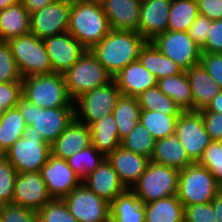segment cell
Segmentation results:
<instances>
[{"instance_id": "11", "label": "cell", "mask_w": 222, "mask_h": 222, "mask_svg": "<svg viewBox=\"0 0 222 222\" xmlns=\"http://www.w3.org/2000/svg\"><path fill=\"white\" fill-rule=\"evenodd\" d=\"M151 42L184 71L200 64V46L192 40L188 32L167 30L155 36Z\"/></svg>"}, {"instance_id": "22", "label": "cell", "mask_w": 222, "mask_h": 222, "mask_svg": "<svg viewBox=\"0 0 222 222\" xmlns=\"http://www.w3.org/2000/svg\"><path fill=\"white\" fill-rule=\"evenodd\" d=\"M82 183L109 203L126 190L107 158Z\"/></svg>"}, {"instance_id": "23", "label": "cell", "mask_w": 222, "mask_h": 222, "mask_svg": "<svg viewBox=\"0 0 222 222\" xmlns=\"http://www.w3.org/2000/svg\"><path fill=\"white\" fill-rule=\"evenodd\" d=\"M91 145L90 128L75 118L64 132L51 144L52 155L64 160Z\"/></svg>"}, {"instance_id": "27", "label": "cell", "mask_w": 222, "mask_h": 222, "mask_svg": "<svg viewBox=\"0 0 222 222\" xmlns=\"http://www.w3.org/2000/svg\"><path fill=\"white\" fill-rule=\"evenodd\" d=\"M138 60L157 79L178 75L184 70L160 52L151 41L141 47Z\"/></svg>"}, {"instance_id": "18", "label": "cell", "mask_w": 222, "mask_h": 222, "mask_svg": "<svg viewBox=\"0 0 222 222\" xmlns=\"http://www.w3.org/2000/svg\"><path fill=\"white\" fill-rule=\"evenodd\" d=\"M100 2L110 29L139 33L141 0H101Z\"/></svg>"}, {"instance_id": "50", "label": "cell", "mask_w": 222, "mask_h": 222, "mask_svg": "<svg viewBox=\"0 0 222 222\" xmlns=\"http://www.w3.org/2000/svg\"><path fill=\"white\" fill-rule=\"evenodd\" d=\"M199 15L211 20L222 19V0H196Z\"/></svg>"}, {"instance_id": "3", "label": "cell", "mask_w": 222, "mask_h": 222, "mask_svg": "<svg viewBox=\"0 0 222 222\" xmlns=\"http://www.w3.org/2000/svg\"><path fill=\"white\" fill-rule=\"evenodd\" d=\"M22 96L43 109L74 107L64 74L50 73L22 78Z\"/></svg>"}, {"instance_id": "40", "label": "cell", "mask_w": 222, "mask_h": 222, "mask_svg": "<svg viewBox=\"0 0 222 222\" xmlns=\"http://www.w3.org/2000/svg\"><path fill=\"white\" fill-rule=\"evenodd\" d=\"M197 163L206 167L222 186V141H211Z\"/></svg>"}, {"instance_id": "16", "label": "cell", "mask_w": 222, "mask_h": 222, "mask_svg": "<svg viewBox=\"0 0 222 222\" xmlns=\"http://www.w3.org/2000/svg\"><path fill=\"white\" fill-rule=\"evenodd\" d=\"M40 173L52 199H62L82 184L68 161L52 154Z\"/></svg>"}, {"instance_id": "15", "label": "cell", "mask_w": 222, "mask_h": 222, "mask_svg": "<svg viewBox=\"0 0 222 222\" xmlns=\"http://www.w3.org/2000/svg\"><path fill=\"white\" fill-rule=\"evenodd\" d=\"M52 73H66L87 51L68 31L43 39Z\"/></svg>"}, {"instance_id": "25", "label": "cell", "mask_w": 222, "mask_h": 222, "mask_svg": "<svg viewBox=\"0 0 222 222\" xmlns=\"http://www.w3.org/2000/svg\"><path fill=\"white\" fill-rule=\"evenodd\" d=\"M150 161L178 170L194 163L175 134L156 140Z\"/></svg>"}, {"instance_id": "32", "label": "cell", "mask_w": 222, "mask_h": 222, "mask_svg": "<svg viewBox=\"0 0 222 222\" xmlns=\"http://www.w3.org/2000/svg\"><path fill=\"white\" fill-rule=\"evenodd\" d=\"M141 108L137 97L120 95L112 112L119 131L120 141L140 122Z\"/></svg>"}, {"instance_id": "49", "label": "cell", "mask_w": 222, "mask_h": 222, "mask_svg": "<svg viewBox=\"0 0 222 222\" xmlns=\"http://www.w3.org/2000/svg\"><path fill=\"white\" fill-rule=\"evenodd\" d=\"M201 115L211 141H222V113L201 112Z\"/></svg>"}, {"instance_id": "26", "label": "cell", "mask_w": 222, "mask_h": 222, "mask_svg": "<svg viewBox=\"0 0 222 222\" xmlns=\"http://www.w3.org/2000/svg\"><path fill=\"white\" fill-rule=\"evenodd\" d=\"M29 33L30 13L20 1L0 10V41H9Z\"/></svg>"}, {"instance_id": "36", "label": "cell", "mask_w": 222, "mask_h": 222, "mask_svg": "<svg viewBox=\"0 0 222 222\" xmlns=\"http://www.w3.org/2000/svg\"><path fill=\"white\" fill-rule=\"evenodd\" d=\"M137 100L141 110L157 111L165 115H181L183 112L157 85L141 93Z\"/></svg>"}, {"instance_id": "13", "label": "cell", "mask_w": 222, "mask_h": 222, "mask_svg": "<svg viewBox=\"0 0 222 222\" xmlns=\"http://www.w3.org/2000/svg\"><path fill=\"white\" fill-rule=\"evenodd\" d=\"M175 135L194 163L211 142L200 111H183L177 119Z\"/></svg>"}, {"instance_id": "28", "label": "cell", "mask_w": 222, "mask_h": 222, "mask_svg": "<svg viewBox=\"0 0 222 222\" xmlns=\"http://www.w3.org/2000/svg\"><path fill=\"white\" fill-rule=\"evenodd\" d=\"M89 128L91 144L106 157L120 147L119 131L112 113L92 123Z\"/></svg>"}, {"instance_id": "6", "label": "cell", "mask_w": 222, "mask_h": 222, "mask_svg": "<svg viewBox=\"0 0 222 222\" xmlns=\"http://www.w3.org/2000/svg\"><path fill=\"white\" fill-rule=\"evenodd\" d=\"M221 189L207 168L197 162L179 172L177 197L183 206L211 202Z\"/></svg>"}, {"instance_id": "8", "label": "cell", "mask_w": 222, "mask_h": 222, "mask_svg": "<svg viewBox=\"0 0 222 222\" xmlns=\"http://www.w3.org/2000/svg\"><path fill=\"white\" fill-rule=\"evenodd\" d=\"M7 42L22 78L52 73L43 39L29 33Z\"/></svg>"}, {"instance_id": "37", "label": "cell", "mask_w": 222, "mask_h": 222, "mask_svg": "<svg viewBox=\"0 0 222 222\" xmlns=\"http://www.w3.org/2000/svg\"><path fill=\"white\" fill-rule=\"evenodd\" d=\"M105 159L106 156L91 144L74 153L67 161L69 166L75 171V174L83 181L87 175L94 172Z\"/></svg>"}, {"instance_id": "2", "label": "cell", "mask_w": 222, "mask_h": 222, "mask_svg": "<svg viewBox=\"0 0 222 222\" xmlns=\"http://www.w3.org/2000/svg\"><path fill=\"white\" fill-rule=\"evenodd\" d=\"M107 16L100 1L71 2L68 32L87 50H91L110 31Z\"/></svg>"}, {"instance_id": "53", "label": "cell", "mask_w": 222, "mask_h": 222, "mask_svg": "<svg viewBox=\"0 0 222 222\" xmlns=\"http://www.w3.org/2000/svg\"><path fill=\"white\" fill-rule=\"evenodd\" d=\"M211 202L215 211V221L222 222V189Z\"/></svg>"}, {"instance_id": "39", "label": "cell", "mask_w": 222, "mask_h": 222, "mask_svg": "<svg viewBox=\"0 0 222 222\" xmlns=\"http://www.w3.org/2000/svg\"><path fill=\"white\" fill-rule=\"evenodd\" d=\"M38 222H79L62 199H52L37 212Z\"/></svg>"}, {"instance_id": "1", "label": "cell", "mask_w": 222, "mask_h": 222, "mask_svg": "<svg viewBox=\"0 0 222 222\" xmlns=\"http://www.w3.org/2000/svg\"><path fill=\"white\" fill-rule=\"evenodd\" d=\"M146 39L136 31L110 30L90 51L114 77L128 64L138 60Z\"/></svg>"}, {"instance_id": "20", "label": "cell", "mask_w": 222, "mask_h": 222, "mask_svg": "<svg viewBox=\"0 0 222 222\" xmlns=\"http://www.w3.org/2000/svg\"><path fill=\"white\" fill-rule=\"evenodd\" d=\"M106 158L111 163L126 189H132L138 182L140 176L145 172L150 161L149 158L126 150L121 146Z\"/></svg>"}, {"instance_id": "31", "label": "cell", "mask_w": 222, "mask_h": 222, "mask_svg": "<svg viewBox=\"0 0 222 222\" xmlns=\"http://www.w3.org/2000/svg\"><path fill=\"white\" fill-rule=\"evenodd\" d=\"M145 222H184V206L177 195L143 204Z\"/></svg>"}, {"instance_id": "42", "label": "cell", "mask_w": 222, "mask_h": 222, "mask_svg": "<svg viewBox=\"0 0 222 222\" xmlns=\"http://www.w3.org/2000/svg\"><path fill=\"white\" fill-rule=\"evenodd\" d=\"M17 172L4 157L0 159V205L12 204Z\"/></svg>"}, {"instance_id": "21", "label": "cell", "mask_w": 222, "mask_h": 222, "mask_svg": "<svg viewBox=\"0 0 222 222\" xmlns=\"http://www.w3.org/2000/svg\"><path fill=\"white\" fill-rule=\"evenodd\" d=\"M121 95L138 97L148 88L157 85V79L139 60L128 64L112 78Z\"/></svg>"}, {"instance_id": "51", "label": "cell", "mask_w": 222, "mask_h": 222, "mask_svg": "<svg viewBox=\"0 0 222 222\" xmlns=\"http://www.w3.org/2000/svg\"><path fill=\"white\" fill-rule=\"evenodd\" d=\"M54 1L55 0H20L30 14L43 9L45 6L53 3Z\"/></svg>"}, {"instance_id": "45", "label": "cell", "mask_w": 222, "mask_h": 222, "mask_svg": "<svg viewBox=\"0 0 222 222\" xmlns=\"http://www.w3.org/2000/svg\"><path fill=\"white\" fill-rule=\"evenodd\" d=\"M184 222H216L212 202L184 206Z\"/></svg>"}, {"instance_id": "19", "label": "cell", "mask_w": 222, "mask_h": 222, "mask_svg": "<svg viewBox=\"0 0 222 222\" xmlns=\"http://www.w3.org/2000/svg\"><path fill=\"white\" fill-rule=\"evenodd\" d=\"M173 0H141L139 33L151 41L167 31L170 6Z\"/></svg>"}, {"instance_id": "54", "label": "cell", "mask_w": 222, "mask_h": 222, "mask_svg": "<svg viewBox=\"0 0 222 222\" xmlns=\"http://www.w3.org/2000/svg\"><path fill=\"white\" fill-rule=\"evenodd\" d=\"M20 0H0V10L18 3Z\"/></svg>"}, {"instance_id": "14", "label": "cell", "mask_w": 222, "mask_h": 222, "mask_svg": "<svg viewBox=\"0 0 222 222\" xmlns=\"http://www.w3.org/2000/svg\"><path fill=\"white\" fill-rule=\"evenodd\" d=\"M69 0H55L43 9L30 14V33L40 39L68 31Z\"/></svg>"}, {"instance_id": "12", "label": "cell", "mask_w": 222, "mask_h": 222, "mask_svg": "<svg viewBox=\"0 0 222 222\" xmlns=\"http://www.w3.org/2000/svg\"><path fill=\"white\" fill-rule=\"evenodd\" d=\"M62 200L79 222H110V203L98 197L83 183Z\"/></svg>"}, {"instance_id": "7", "label": "cell", "mask_w": 222, "mask_h": 222, "mask_svg": "<svg viewBox=\"0 0 222 222\" xmlns=\"http://www.w3.org/2000/svg\"><path fill=\"white\" fill-rule=\"evenodd\" d=\"M179 172L176 168L149 161L131 190L143 204L177 195Z\"/></svg>"}, {"instance_id": "24", "label": "cell", "mask_w": 222, "mask_h": 222, "mask_svg": "<svg viewBox=\"0 0 222 222\" xmlns=\"http://www.w3.org/2000/svg\"><path fill=\"white\" fill-rule=\"evenodd\" d=\"M186 74L190 81L194 111L205 109L213 98L222 91L220 86L201 64L192 66L186 70Z\"/></svg>"}, {"instance_id": "33", "label": "cell", "mask_w": 222, "mask_h": 222, "mask_svg": "<svg viewBox=\"0 0 222 222\" xmlns=\"http://www.w3.org/2000/svg\"><path fill=\"white\" fill-rule=\"evenodd\" d=\"M24 117L17 107L5 110L0 114V153L4 154L26 129Z\"/></svg>"}, {"instance_id": "44", "label": "cell", "mask_w": 222, "mask_h": 222, "mask_svg": "<svg viewBox=\"0 0 222 222\" xmlns=\"http://www.w3.org/2000/svg\"><path fill=\"white\" fill-rule=\"evenodd\" d=\"M22 97V82L0 83V114L16 107Z\"/></svg>"}, {"instance_id": "46", "label": "cell", "mask_w": 222, "mask_h": 222, "mask_svg": "<svg viewBox=\"0 0 222 222\" xmlns=\"http://www.w3.org/2000/svg\"><path fill=\"white\" fill-rule=\"evenodd\" d=\"M200 64L222 90V53H201Z\"/></svg>"}, {"instance_id": "29", "label": "cell", "mask_w": 222, "mask_h": 222, "mask_svg": "<svg viewBox=\"0 0 222 222\" xmlns=\"http://www.w3.org/2000/svg\"><path fill=\"white\" fill-rule=\"evenodd\" d=\"M110 222H145L143 203L131 189L110 203Z\"/></svg>"}, {"instance_id": "52", "label": "cell", "mask_w": 222, "mask_h": 222, "mask_svg": "<svg viewBox=\"0 0 222 222\" xmlns=\"http://www.w3.org/2000/svg\"><path fill=\"white\" fill-rule=\"evenodd\" d=\"M200 112L222 113V91L213 98L205 109L200 110Z\"/></svg>"}, {"instance_id": "10", "label": "cell", "mask_w": 222, "mask_h": 222, "mask_svg": "<svg viewBox=\"0 0 222 222\" xmlns=\"http://www.w3.org/2000/svg\"><path fill=\"white\" fill-rule=\"evenodd\" d=\"M67 91L75 100L82 93L103 86L112 80V76L103 65L87 50L83 56L64 73Z\"/></svg>"}, {"instance_id": "43", "label": "cell", "mask_w": 222, "mask_h": 222, "mask_svg": "<svg viewBox=\"0 0 222 222\" xmlns=\"http://www.w3.org/2000/svg\"><path fill=\"white\" fill-rule=\"evenodd\" d=\"M1 222H38L37 212L14 204L0 205Z\"/></svg>"}, {"instance_id": "5", "label": "cell", "mask_w": 222, "mask_h": 222, "mask_svg": "<svg viewBox=\"0 0 222 222\" xmlns=\"http://www.w3.org/2000/svg\"><path fill=\"white\" fill-rule=\"evenodd\" d=\"M51 154V145L30 125L26 126L24 135L6 150L3 157L17 173H30L40 171Z\"/></svg>"}, {"instance_id": "34", "label": "cell", "mask_w": 222, "mask_h": 222, "mask_svg": "<svg viewBox=\"0 0 222 222\" xmlns=\"http://www.w3.org/2000/svg\"><path fill=\"white\" fill-rule=\"evenodd\" d=\"M198 15L196 0H173L169 11L167 30L187 32Z\"/></svg>"}, {"instance_id": "35", "label": "cell", "mask_w": 222, "mask_h": 222, "mask_svg": "<svg viewBox=\"0 0 222 222\" xmlns=\"http://www.w3.org/2000/svg\"><path fill=\"white\" fill-rule=\"evenodd\" d=\"M179 116L165 115L157 111L141 110L140 123L148 129L156 140H159L175 134Z\"/></svg>"}, {"instance_id": "30", "label": "cell", "mask_w": 222, "mask_h": 222, "mask_svg": "<svg viewBox=\"0 0 222 222\" xmlns=\"http://www.w3.org/2000/svg\"><path fill=\"white\" fill-rule=\"evenodd\" d=\"M157 86L169 96L182 111H194L190 81L186 71L157 80Z\"/></svg>"}, {"instance_id": "48", "label": "cell", "mask_w": 222, "mask_h": 222, "mask_svg": "<svg viewBox=\"0 0 222 222\" xmlns=\"http://www.w3.org/2000/svg\"><path fill=\"white\" fill-rule=\"evenodd\" d=\"M212 26V20L198 15L187 31L192 40L200 47L205 43L206 37Z\"/></svg>"}, {"instance_id": "17", "label": "cell", "mask_w": 222, "mask_h": 222, "mask_svg": "<svg viewBox=\"0 0 222 222\" xmlns=\"http://www.w3.org/2000/svg\"><path fill=\"white\" fill-rule=\"evenodd\" d=\"M50 200L40 171L17 174L12 204L38 212Z\"/></svg>"}, {"instance_id": "47", "label": "cell", "mask_w": 222, "mask_h": 222, "mask_svg": "<svg viewBox=\"0 0 222 222\" xmlns=\"http://www.w3.org/2000/svg\"><path fill=\"white\" fill-rule=\"evenodd\" d=\"M200 49L201 53H222V19L212 20L206 41Z\"/></svg>"}, {"instance_id": "9", "label": "cell", "mask_w": 222, "mask_h": 222, "mask_svg": "<svg viewBox=\"0 0 222 222\" xmlns=\"http://www.w3.org/2000/svg\"><path fill=\"white\" fill-rule=\"evenodd\" d=\"M120 95L113 79L103 86L82 93L74 100L75 119L89 127L113 112Z\"/></svg>"}, {"instance_id": "38", "label": "cell", "mask_w": 222, "mask_h": 222, "mask_svg": "<svg viewBox=\"0 0 222 222\" xmlns=\"http://www.w3.org/2000/svg\"><path fill=\"white\" fill-rule=\"evenodd\" d=\"M156 144V139L140 122L121 140L120 146L131 152L151 158Z\"/></svg>"}, {"instance_id": "4", "label": "cell", "mask_w": 222, "mask_h": 222, "mask_svg": "<svg viewBox=\"0 0 222 222\" xmlns=\"http://www.w3.org/2000/svg\"><path fill=\"white\" fill-rule=\"evenodd\" d=\"M27 126L34 127L50 145L75 118L74 107L40 108L23 96L16 105Z\"/></svg>"}, {"instance_id": "41", "label": "cell", "mask_w": 222, "mask_h": 222, "mask_svg": "<svg viewBox=\"0 0 222 222\" xmlns=\"http://www.w3.org/2000/svg\"><path fill=\"white\" fill-rule=\"evenodd\" d=\"M22 82V77L7 41H0V83Z\"/></svg>"}]
</instances>
